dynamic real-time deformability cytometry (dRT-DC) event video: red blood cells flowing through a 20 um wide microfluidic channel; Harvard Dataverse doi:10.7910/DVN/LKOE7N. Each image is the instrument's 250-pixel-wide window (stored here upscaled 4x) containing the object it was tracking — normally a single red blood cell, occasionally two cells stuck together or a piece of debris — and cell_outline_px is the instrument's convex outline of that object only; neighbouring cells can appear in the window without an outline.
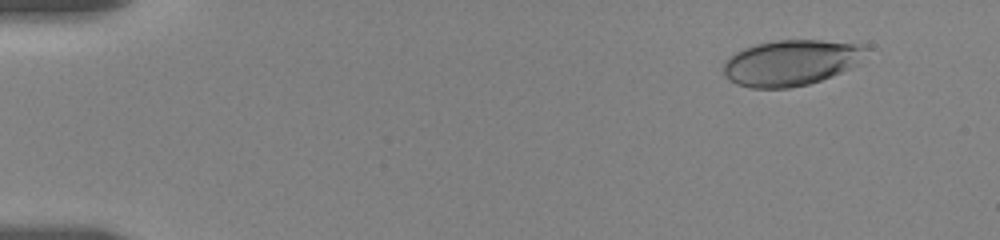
{"species": "human", "species_latin": "Homo sapiens", "temperature_condition": "room temperature", "stored_images_in_passage": 40, "camera_frame_rate_fps": 3000, "um_per_image_px": 0.085, "donor": {"sex": "female"}, "frame": {"image": 1, "passage_image": 5, "time_ms": 1.667, "image_size_px": [1000, 240], "cell_outline_px": [[872, 48], [848, 68], [832, 76], [808, 84], [788, 88], [748, 88], [736, 84], [724, 76], [724, 60], [728, 56], [744, 48], [756, 44], [776, 40], [820, 40], [864, 44]], "centroid_in_image_um": [67.2, 5.32], "position_along_channel_um": 17.8, "area_um2": 38.03}}
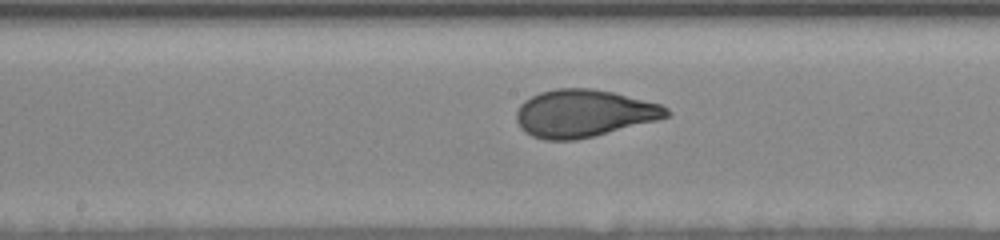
{"frame": {"image": 2, "passage_image": 22, "time_ms": 10.0, "image_size_px": [1000, 240], "cell_outline_px": [[672, 112], [668, 116], [656, 120], [576, 140], [544, 140], [532, 136], [524, 132], [520, 128], [516, 120], [516, 112], [520, 104], [524, 100], [540, 92], [556, 88], [592, 88], [612, 92], [660, 104], [668, 108]], "centroid_in_image_um": [49.57, 9.63], "position_along_channel_um": 198.6, "area_um2": 41.33}}
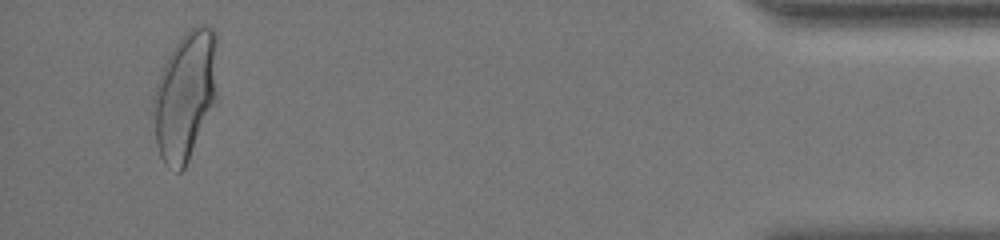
{"frame": {"image": 3, "passage_image": 39, "time_ms": 18.0, "image_size_px": [1000, 240], "cell_outline_px": [[216, 100], [188, 160], [184, 168], [180, 172], [176, 172], [168, 168], [164, 164], [160, 156], [156, 144], [152, 104], [152, 100], [156, 84], [160, 72], [172, 48], [184, 32], [188, 28], [196, 24], [208, 24], [216, 28]], "centroid_in_image_um": [15.73, 8.07], "position_along_channel_um": 419.5, "area_um2": 48.55}, "authors_computed_cell_mechanics": {"area_um2": 41.038, "velocity_mm_per_s": 3.557, "shape_relaxation_time_tau1_ms": 4.2737, "shape_relaxation_time_tau2_ms": null, "deformation_change_tau1": 0.182, "deformation_change_tau2": null}}